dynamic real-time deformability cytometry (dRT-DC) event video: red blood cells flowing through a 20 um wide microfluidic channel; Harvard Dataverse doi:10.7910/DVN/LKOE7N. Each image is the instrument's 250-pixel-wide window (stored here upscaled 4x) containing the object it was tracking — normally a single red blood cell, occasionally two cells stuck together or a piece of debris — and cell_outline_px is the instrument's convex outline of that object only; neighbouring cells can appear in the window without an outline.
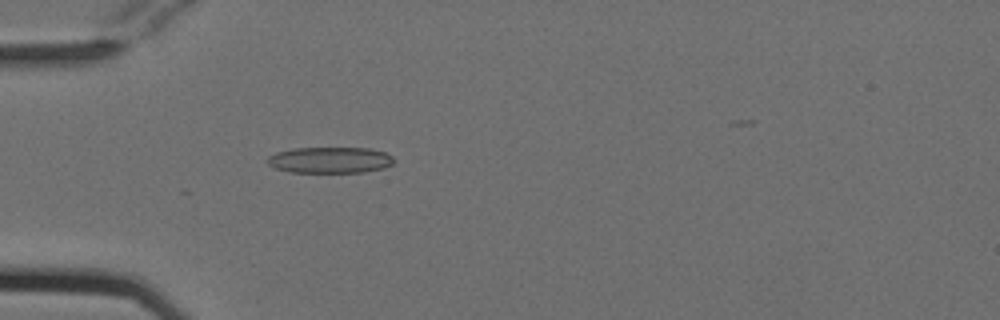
{"species": "Egyptian fruit bat (a non-hibernating species)", "species_latin": "Rousettus aegyptiacus", "temperature_condition": "cold", "stored_images_in_passage": 27, "camera_frame_rate_fps": 3000, "um_per_image_px": 0.085, "animal": {"sex": "female"}, "frame": {"image": 1, "passage_image": 16, "time_ms": 5.0, "image_size_px": [1000, 320], "cell_outline_px": [[396, 160], [392, 164], [384, 168], [364, 172], [292, 172], [276, 168], [268, 164], [264, 160], [268, 156], [276, 152], [292, 148], [372, 148], [384, 152], [392, 156]], "centroid_in_image_um": [28.05, 13.59], "position_along_channel_um": 56.9, "area_um2": 19.42}}
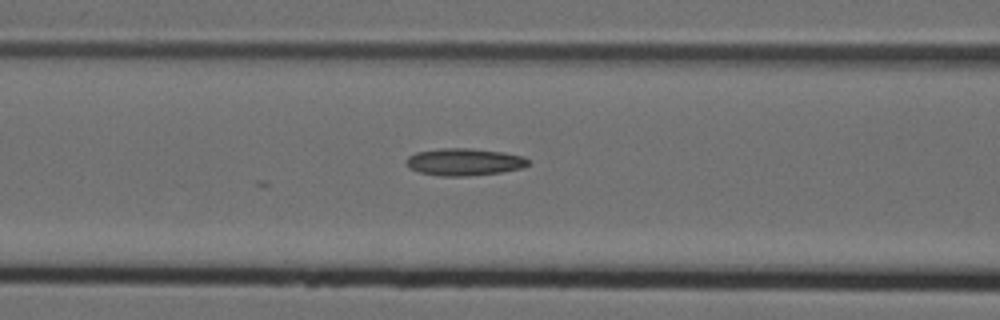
{"frame": {"image": 2, "passage_image": 22, "time_ms": 7.0, "image_size_px": [1000, 320], "cell_outline_px": [[528, 164], [524, 168], [500, 172], [468, 176], [440, 176], [420, 172], [408, 168], [404, 160], [408, 156], [416, 152], [440, 148], [468, 148], [504, 152], [524, 156], [528, 160]], "centroid_in_image_um": [39.43, 13.76], "position_along_channel_um": 127.2, "area_um2": 19.48}}
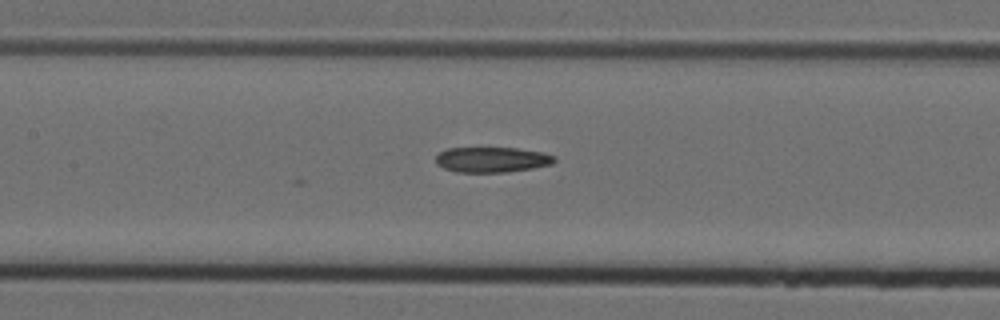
{"frame": {"image": 3, "passage_image": 25, "time_ms": 8.0, "image_size_px": [1000, 320], "cell_outline_px": [[556, 160], [552, 164], [532, 168], [508, 172], [456, 172], [444, 168], [436, 164], [436, 156], [440, 152], [448, 148], [516, 148], [544, 152], [556, 156]], "centroid_in_image_um": [41.83, 13.57], "position_along_channel_um": 165.6, "area_um2": 17.57}}